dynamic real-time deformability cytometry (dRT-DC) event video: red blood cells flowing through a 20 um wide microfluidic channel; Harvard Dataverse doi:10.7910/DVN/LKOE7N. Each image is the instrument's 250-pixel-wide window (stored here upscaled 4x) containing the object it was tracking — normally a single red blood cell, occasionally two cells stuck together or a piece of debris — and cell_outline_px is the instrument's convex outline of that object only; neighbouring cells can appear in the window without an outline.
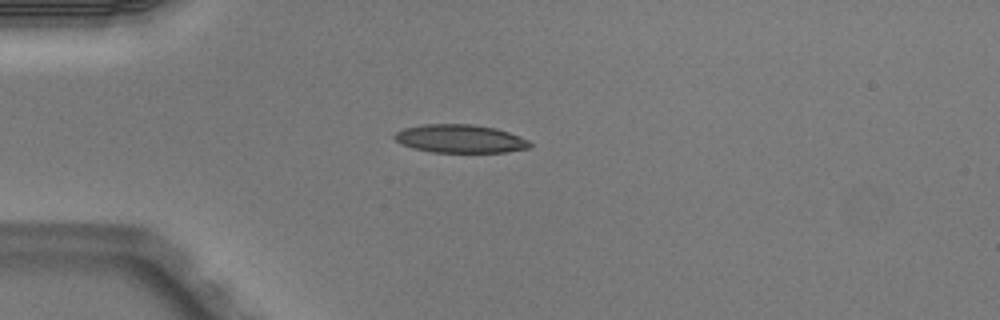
{"species": "Egyptian fruit bat (a non-hibernating species)", "species_latin": "Rousettus aegyptiacus", "temperature_condition": "warm", "stored_images_in_passage": 3, "camera_frame_rate_fps": 3000, "um_per_image_px": 0.085, "animal": {"sex": "male"}, "frame": {"image": 1, "passage_image": 3, "time_ms": 0.667, "image_size_px": [1000, 320], "cell_outline_px": [[532, 144], [528, 148], [504, 152], [432, 152], [412, 148], [400, 144], [392, 136], [396, 132], [404, 128], [424, 124], [472, 124], [496, 128], [508, 132], [528, 140]], "centroid_in_image_um": [39.07, 11.79], "position_along_channel_um": 45.9, "area_um2": 22.25}}